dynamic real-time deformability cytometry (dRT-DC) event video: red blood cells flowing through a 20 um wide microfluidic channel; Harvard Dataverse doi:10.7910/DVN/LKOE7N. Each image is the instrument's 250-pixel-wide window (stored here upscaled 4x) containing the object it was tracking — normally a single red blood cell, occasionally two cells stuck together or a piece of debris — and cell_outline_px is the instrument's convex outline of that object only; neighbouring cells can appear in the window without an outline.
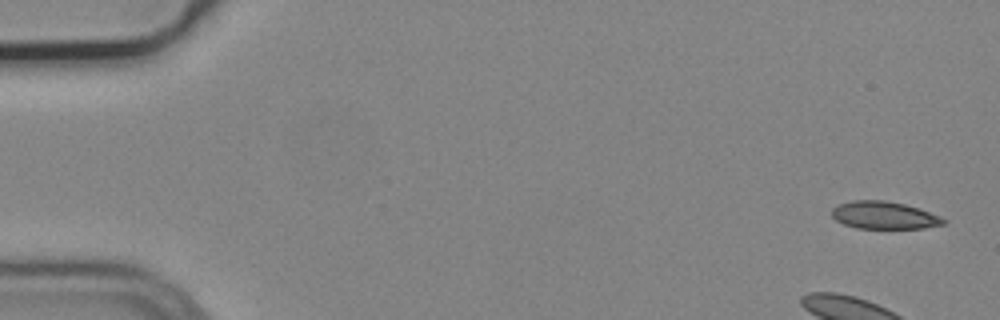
{"species": "common noctule bat (a hibernating species)", "species_latin": "Nyctalus noctula", "temperature_condition": "cold", "stored_images_in_passage": 6, "camera_frame_rate_fps": 3000, "um_per_image_px": 0.085, "animal": {"sex": "male", "body_mass_g": 19.2, "forearm_length_mm": 51.8}, "frame": {"image": 1, "passage_image": 1, "time_ms": 0.0, "image_size_px": [1000, 320], "cell_outline_px": [[948, 220], [944, 224], [924, 228], [856, 228], [844, 224], [836, 220], [832, 216], [832, 208], [840, 204], [852, 200], [884, 200], [904, 204], [920, 208], [940, 216]], "centroid_in_image_um": [75.17, 18.29], "position_along_channel_um": 9.8, "area_um2": 17.92}}